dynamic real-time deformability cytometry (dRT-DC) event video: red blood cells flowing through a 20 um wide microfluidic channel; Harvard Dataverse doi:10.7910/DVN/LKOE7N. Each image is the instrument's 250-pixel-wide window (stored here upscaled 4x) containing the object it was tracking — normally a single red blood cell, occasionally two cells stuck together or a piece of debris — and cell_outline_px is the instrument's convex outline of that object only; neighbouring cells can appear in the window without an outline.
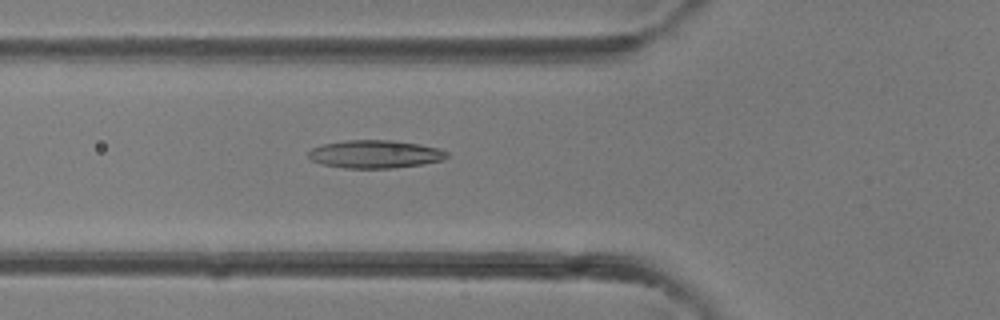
{"species": "common noctule bat (a hibernating species)", "species_latin": "Nyctalus noctula", "temperature_condition": "room temperature", "stored_images_in_passage": 40, "camera_frame_rate_fps": 3000, "um_per_image_px": 0.085, "animal": {"sex": "female"}, "frame": {"image": 1, "passage_image": 15, "time_ms": 4.667, "image_size_px": [1000, 320], "cell_outline_px": [[448, 156], [440, 160], [424, 164], [392, 168], [344, 168], [320, 164], [312, 160], [308, 156], [308, 152], [312, 148], [324, 144], [344, 140], [392, 140], [420, 144], [440, 148], [448, 152]], "centroid_in_image_um": [31.88, 13.1], "position_along_channel_um": 93.9, "area_um2": 22.66}}
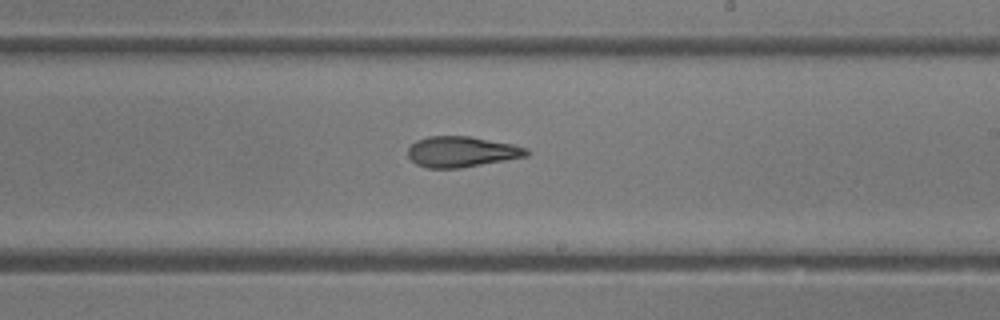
{"frame": {"image": 2, "passage_image": 24, "time_ms": 7.667, "image_size_px": [1000, 320], "cell_outline_px": [[528, 156], [460, 168], [428, 168], [416, 164], [408, 156], [408, 148], [416, 140], [428, 136], [468, 136], [512, 144], [528, 148]], "centroid_in_image_um": [39.22, 12.9], "position_along_channel_um": 249.8, "area_um2": 21.1}}
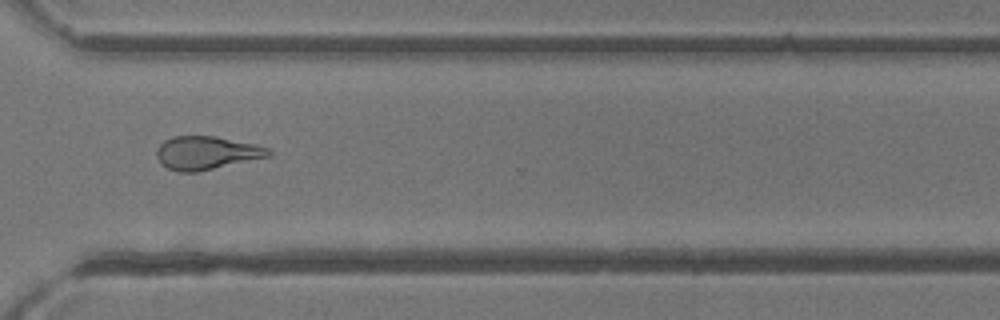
{"frame": {"image": 3, "passage_image": 30, "time_ms": 9.667, "image_size_px": [1000, 320], "cell_outline_px": [[272, 156], [196, 172], [176, 172], [160, 164], [156, 156], [156, 148], [164, 140], [172, 136], [216, 136], [256, 144], [268, 148], [272, 152]], "centroid_in_image_um": [17.54, 12.99], "position_along_channel_um": 353.1, "area_um2": 21.96}}